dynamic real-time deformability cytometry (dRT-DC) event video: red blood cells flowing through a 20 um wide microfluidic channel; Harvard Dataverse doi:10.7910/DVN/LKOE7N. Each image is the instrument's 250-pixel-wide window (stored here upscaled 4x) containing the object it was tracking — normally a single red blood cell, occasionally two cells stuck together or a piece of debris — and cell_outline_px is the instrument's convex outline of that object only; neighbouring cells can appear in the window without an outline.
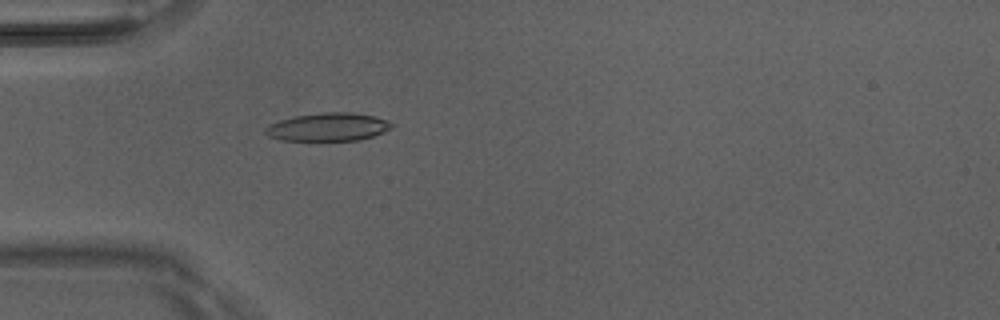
{"species": "Egyptian fruit bat (a non-hibernating species)", "species_latin": "Rousettus aegyptiacus", "temperature_condition": "room temperature", "stored_images_in_passage": 3, "camera_frame_rate_fps": 3000, "um_per_image_px": 0.085, "animal": {"sex": "male"}, "frame": {"image": 1, "passage_image": 2, "time_ms": 0.333, "image_size_px": [1000, 320], "cell_outline_px": [[396, 124], [392, 128], [384, 132], [372, 136], [356, 140], [280, 140], [268, 136], [264, 132], [264, 128], [268, 124], [280, 120], [296, 116], [324, 112], [352, 112], [376, 116], [388, 120]], "centroid_in_image_um": [27.91, 10.78], "position_along_channel_um": 57.1, "area_um2": 20.81}}